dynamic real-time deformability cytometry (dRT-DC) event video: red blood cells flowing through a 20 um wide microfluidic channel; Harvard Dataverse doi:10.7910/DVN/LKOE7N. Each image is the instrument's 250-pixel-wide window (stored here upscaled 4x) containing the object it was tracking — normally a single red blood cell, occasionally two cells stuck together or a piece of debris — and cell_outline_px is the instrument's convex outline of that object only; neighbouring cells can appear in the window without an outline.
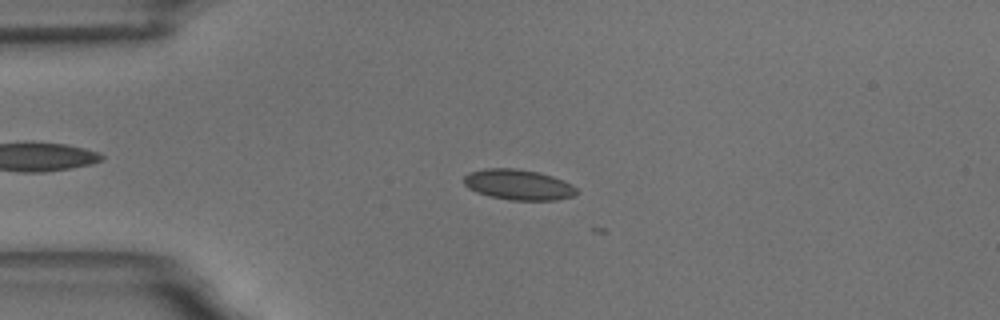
{"species": "common noctule bat (a hibernating species)", "species_latin": "Nyctalus noctula", "temperature_condition": "room temperature", "stored_images_in_passage": 5, "camera_frame_rate_fps": 3000, "um_per_image_px": 0.085, "animal": {"sex": "male", "body_mass_g": 18.8}, "frame": {"image": 1, "passage_image": 1, "time_ms": 0.0, "image_size_px": [1000, 320], "cell_outline_px": [[580, 192], [572, 196], [556, 200], [508, 200], [488, 196], [476, 192], [468, 188], [464, 184], [464, 176], [468, 172], [484, 168], [512, 168], [536, 172], [552, 176], [572, 184]], "centroid_in_image_um": [44.03, 15.7], "position_along_channel_um": 41.0, "area_um2": 20.11}}